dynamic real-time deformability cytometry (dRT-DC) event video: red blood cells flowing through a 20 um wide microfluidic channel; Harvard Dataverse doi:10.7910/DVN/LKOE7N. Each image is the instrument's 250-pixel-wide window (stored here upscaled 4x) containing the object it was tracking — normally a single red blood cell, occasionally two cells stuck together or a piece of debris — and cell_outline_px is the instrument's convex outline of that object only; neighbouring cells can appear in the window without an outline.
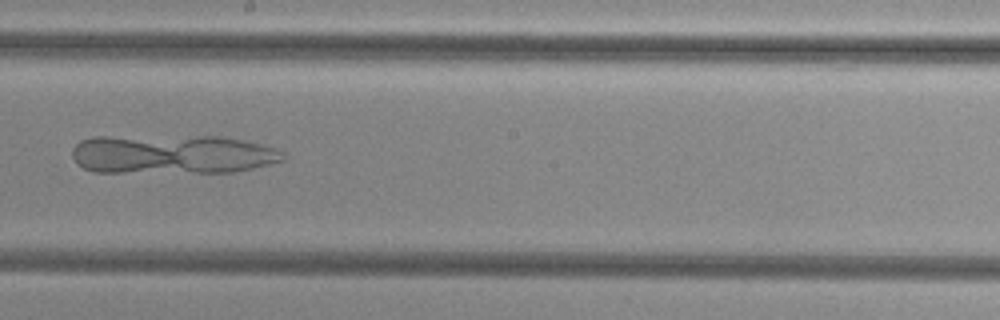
{"species": "common noctule bat (a hibernating species)", "species_latin": "Nyctalus noctula", "temperature_condition": "cold", "stored_images_in_passage": 51, "camera_frame_rate_fps": 3000, "um_per_image_px": 0.085, "animal": {"sex": "female", "body_mass_g": 29.2, "forearm_length_mm": 56.3}, "frame": {"image": 1, "passage_image": 29, "time_ms": 9.333, "image_size_px": [1000, 320], "cell_outline_px": [[288, 156], [284, 160], [252, 168], [232, 172], [92, 172], [76, 164], [72, 156], [72, 148], [80, 140], [92, 136], [220, 136], [260, 144], [284, 152]], "centroid_in_image_um": [14.58, 13.11], "position_along_channel_um": 233.6, "area_um2": 48.44}}
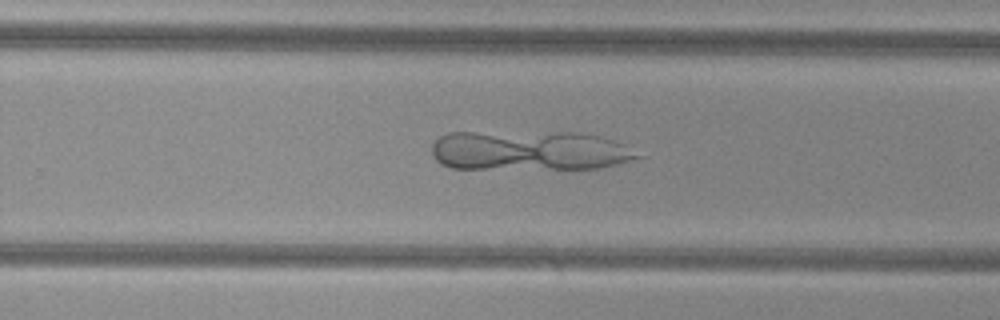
{"frame": {"image": 2, "passage_image": 33, "time_ms": 10.667, "image_size_px": [1000, 320], "cell_outline_px": [[648, 156], [600, 168], [452, 168], [440, 164], [432, 156], [432, 144], [440, 136], [448, 132], [580, 132], [600, 136], [616, 140]], "centroid_in_image_um": [45.05, 12.78], "position_along_channel_um": 284.7, "area_um2": 48.21}}